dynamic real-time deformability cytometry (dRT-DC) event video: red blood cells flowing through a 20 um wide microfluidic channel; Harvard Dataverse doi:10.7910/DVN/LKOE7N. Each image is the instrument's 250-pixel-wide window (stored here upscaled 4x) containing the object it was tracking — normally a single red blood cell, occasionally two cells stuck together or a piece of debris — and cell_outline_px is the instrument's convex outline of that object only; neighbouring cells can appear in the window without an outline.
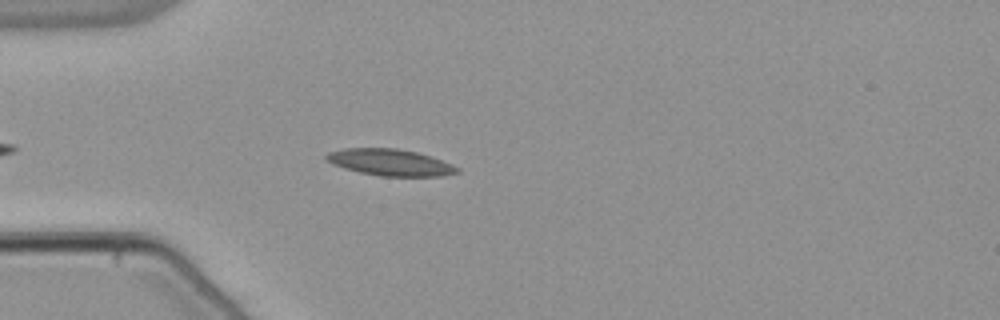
{"species": "common noctule bat (a hibernating species)", "species_latin": "Nyctalus noctula", "temperature_condition": "warm", "stored_images_in_passage": 37, "camera_frame_rate_fps": 3000, "um_per_image_px": 0.085, "animal": {"sex": "male", "body_mass_g": 21.5, "forearm_length_mm": 52.0}, "frame": {"image": 1, "passage_image": 6, "time_ms": 1.667, "image_size_px": [1000, 320], "cell_outline_px": [[460, 172], [444, 176], [380, 176], [360, 172], [344, 168], [332, 164], [324, 160], [324, 156], [328, 152], [344, 148], [396, 148], [416, 152], [432, 156], [452, 164], [460, 168]], "centroid_in_image_um": [33.16, 13.8], "position_along_channel_um": 51.8, "area_um2": 20.46}}
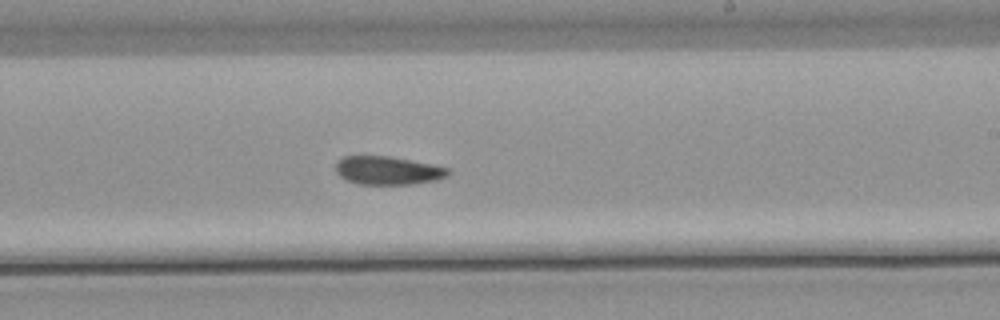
{"frame": {"image": 2, "passage_image": 23, "time_ms": 7.333, "image_size_px": [1000, 320], "cell_outline_px": [[452, 172], [448, 176], [436, 180], [412, 184], [356, 184], [340, 176], [336, 172], [336, 164], [344, 156], [388, 156], [448, 168]], "centroid_in_image_um": [32.97, 14.5], "position_along_channel_um": 256.0, "area_um2": 18.32}}
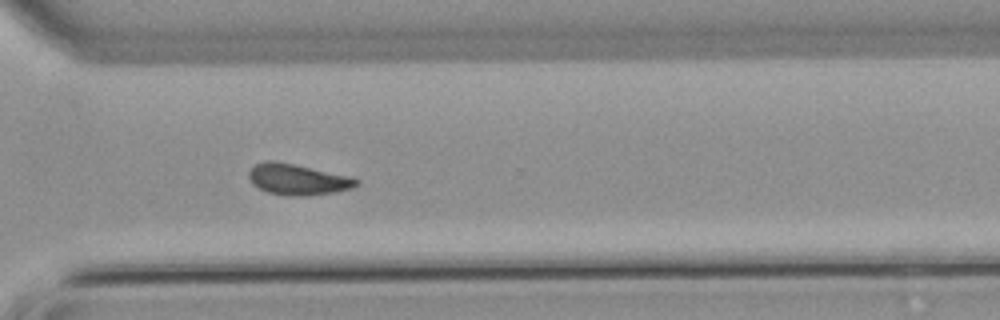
{"frame": {"image": 3, "passage_image": 30, "time_ms": 9.667, "image_size_px": [1000, 320], "cell_outline_px": [[360, 184], [352, 188], [336, 192], [308, 196], [288, 196], [268, 192], [252, 184], [248, 176], [248, 172], [256, 164], [264, 160], [272, 160], [296, 164], [352, 176], [360, 180]], "centroid_in_image_um": [25.35, 15.25], "position_along_channel_um": 345.3, "area_um2": 19.77}, "authors_computed_cell_mechanics": {"area_um2": 19.4208, "velocity_mm_per_s": 3.8162, "shape_relaxation_time_tau1_ms": 8.8143, "shape_relaxation_time_tau2_ms": 4.8368, "deformation_change_tau1": 0.1751, "deformation_change_tau2": 0.1105}}